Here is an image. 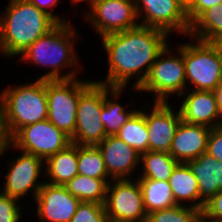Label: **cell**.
<instances>
[{"mask_svg": "<svg viewBox=\"0 0 222 222\" xmlns=\"http://www.w3.org/2000/svg\"><path fill=\"white\" fill-rule=\"evenodd\" d=\"M201 215L202 222H222V190L204 204Z\"/></svg>", "mask_w": 222, "mask_h": 222, "instance_id": "1f68e13d", "label": "cell"}, {"mask_svg": "<svg viewBox=\"0 0 222 222\" xmlns=\"http://www.w3.org/2000/svg\"><path fill=\"white\" fill-rule=\"evenodd\" d=\"M96 146L102 154L111 180L132 179L136 166L140 165V154L135 149L116 135L106 136Z\"/></svg>", "mask_w": 222, "mask_h": 222, "instance_id": "2e32d148", "label": "cell"}, {"mask_svg": "<svg viewBox=\"0 0 222 222\" xmlns=\"http://www.w3.org/2000/svg\"><path fill=\"white\" fill-rule=\"evenodd\" d=\"M206 152L217 161L222 162V124L211 128Z\"/></svg>", "mask_w": 222, "mask_h": 222, "instance_id": "d6a6232c", "label": "cell"}, {"mask_svg": "<svg viewBox=\"0 0 222 222\" xmlns=\"http://www.w3.org/2000/svg\"><path fill=\"white\" fill-rule=\"evenodd\" d=\"M134 179L111 180L108 184L104 204L108 222H146L141 187Z\"/></svg>", "mask_w": 222, "mask_h": 222, "instance_id": "9c48e42d", "label": "cell"}, {"mask_svg": "<svg viewBox=\"0 0 222 222\" xmlns=\"http://www.w3.org/2000/svg\"><path fill=\"white\" fill-rule=\"evenodd\" d=\"M142 173L137 178H149L159 181L170 179L172 171L179 163L169 152L148 151L140 154Z\"/></svg>", "mask_w": 222, "mask_h": 222, "instance_id": "d4e9b609", "label": "cell"}, {"mask_svg": "<svg viewBox=\"0 0 222 222\" xmlns=\"http://www.w3.org/2000/svg\"><path fill=\"white\" fill-rule=\"evenodd\" d=\"M168 38L169 34L164 30L140 24L101 37L107 54L108 73L103 81L97 82L109 87L127 88L129 80L137 76L130 91H138L157 56L168 45Z\"/></svg>", "mask_w": 222, "mask_h": 222, "instance_id": "6da1fadb", "label": "cell"}, {"mask_svg": "<svg viewBox=\"0 0 222 222\" xmlns=\"http://www.w3.org/2000/svg\"><path fill=\"white\" fill-rule=\"evenodd\" d=\"M141 187L143 204L147 214L176 206L171 187L167 181L137 178Z\"/></svg>", "mask_w": 222, "mask_h": 222, "instance_id": "603a6c76", "label": "cell"}, {"mask_svg": "<svg viewBox=\"0 0 222 222\" xmlns=\"http://www.w3.org/2000/svg\"><path fill=\"white\" fill-rule=\"evenodd\" d=\"M177 205L199 210V186L195 175L187 163H178L168 180ZM187 203H185L186 201ZM189 202V204H188ZM192 202V203H191ZM191 203V204H190Z\"/></svg>", "mask_w": 222, "mask_h": 222, "instance_id": "44dd1931", "label": "cell"}, {"mask_svg": "<svg viewBox=\"0 0 222 222\" xmlns=\"http://www.w3.org/2000/svg\"><path fill=\"white\" fill-rule=\"evenodd\" d=\"M47 183L65 185L78 174V144L71 143L65 149L44 161Z\"/></svg>", "mask_w": 222, "mask_h": 222, "instance_id": "ffe728a7", "label": "cell"}, {"mask_svg": "<svg viewBox=\"0 0 222 222\" xmlns=\"http://www.w3.org/2000/svg\"><path fill=\"white\" fill-rule=\"evenodd\" d=\"M153 103L152 108L145 111L148 151L169 152L181 115L179 109L175 112L169 102Z\"/></svg>", "mask_w": 222, "mask_h": 222, "instance_id": "9a60e30c", "label": "cell"}, {"mask_svg": "<svg viewBox=\"0 0 222 222\" xmlns=\"http://www.w3.org/2000/svg\"><path fill=\"white\" fill-rule=\"evenodd\" d=\"M116 136L139 154L148 152V131L145 123V110L138 109L118 130Z\"/></svg>", "mask_w": 222, "mask_h": 222, "instance_id": "4316f807", "label": "cell"}, {"mask_svg": "<svg viewBox=\"0 0 222 222\" xmlns=\"http://www.w3.org/2000/svg\"><path fill=\"white\" fill-rule=\"evenodd\" d=\"M189 93H187V92ZM179 97L184 100L179 106L181 120L196 125H203L209 128L222 124V117L218 109L214 91L186 90Z\"/></svg>", "mask_w": 222, "mask_h": 222, "instance_id": "e0dca14e", "label": "cell"}, {"mask_svg": "<svg viewBox=\"0 0 222 222\" xmlns=\"http://www.w3.org/2000/svg\"><path fill=\"white\" fill-rule=\"evenodd\" d=\"M93 81L78 77L46 80L47 119L70 138L75 132L79 96Z\"/></svg>", "mask_w": 222, "mask_h": 222, "instance_id": "8992f818", "label": "cell"}, {"mask_svg": "<svg viewBox=\"0 0 222 222\" xmlns=\"http://www.w3.org/2000/svg\"><path fill=\"white\" fill-rule=\"evenodd\" d=\"M9 1L0 15V55L7 59L21 55L58 24L27 0Z\"/></svg>", "mask_w": 222, "mask_h": 222, "instance_id": "3957f363", "label": "cell"}, {"mask_svg": "<svg viewBox=\"0 0 222 222\" xmlns=\"http://www.w3.org/2000/svg\"><path fill=\"white\" fill-rule=\"evenodd\" d=\"M73 27L70 21L68 23H58L51 31L38 38L20 55L21 61H25L27 64L30 62L38 67L41 66V68H49V71L39 76L40 78L38 77V79L67 80L78 77L77 72L79 70L77 67H79L80 59L74 48V40L76 38L80 39V37L75 31V27ZM64 67H69L71 70L63 73Z\"/></svg>", "mask_w": 222, "mask_h": 222, "instance_id": "7a4b0ae2", "label": "cell"}, {"mask_svg": "<svg viewBox=\"0 0 222 222\" xmlns=\"http://www.w3.org/2000/svg\"><path fill=\"white\" fill-rule=\"evenodd\" d=\"M135 5L140 25L188 36L190 23L186 9L177 0H135Z\"/></svg>", "mask_w": 222, "mask_h": 222, "instance_id": "7c38bea8", "label": "cell"}, {"mask_svg": "<svg viewBox=\"0 0 222 222\" xmlns=\"http://www.w3.org/2000/svg\"><path fill=\"white\" fill-rule=\"evenodd\" d=\"M146 222H202V215L193 207L176 205L147 214Z\"/></svg>", "mask_w": 222, "mask_h": 222, "instance_id": "f1b7e54d", "label": "cell"}, {"mask_svg": "<svg viewBox=\"0 0 222 222\" xmlns=\"http://www.w3.org/2000/svg\"><path fill=\"white\" fill-rule=\"evenodd\" d=\"M109 180V181H108ZM110 179H97L77 174L64 186L71 195L83 202L105 204Z\"/></svg>", "mask_w": 222, "mask_h": 222, "instance_id": "cb8c5ba5", "label": "cell"}, {"mask_svg": "<svg viewBox=\"0 0 222 222\" xmlns=\"http://www.w3.org/2000/svg\"><path fill=\"white\" fill-rule=\"evenodd\" d=\"M28 2L34 4L39 10L46 12L50 15L57 23H68L65 18H61L56 14H53L52 7H55L60 3L59 0H27ZM50 8V9H49Z\"/></svg>", "mask_w": 222, "mask_h": 222, "instance_id": "d590c367", "label": "cell"}, {"mask_svg": "<svg viewBox=\"0 0 222 222\" xmlns=\"http://www.w3.org/2000/svg\"><path fill=\"white\" fill-rule=\"evenodd\" d=\"M179 44L176 48L178 55H173L170 44L164 48L138 88L139 92L154 94V102H169L170 95L176 94L179 97L186 91L183 43Z\"/></svg>", "mask_w": 222, "mask_h": 222, "instance_id": "5b68a950", "label": "cell"}, {"mask_svg": "<svg viewBox=\"0 0 222 222\" xmlns=\"http://www.w3.org/2000/svg\"><path fill=\"white\" fill-rule=\"evenodd\" d=\"M10 165L5 175L3 191L0 192L9 197L18 199L25 198L29 192L35 199L38 191L43 186L39 177L44 172V160L38 156L21 152L17 158L8 162Z\"/></svg>", "mask_w": 222, "mask_h": 222, "instance_id": "4fadbf2b", "label": "cell"}, {"mask_svg": "<svg viewBox=\"0 0 222 222\" xmlns=\"http://www.w3.org/2000/svg\"><path fill=\"white\" fill-rule=\"evenodd\" d=\"M84 13L88 23L101 37L126 31L139 25L135 0H94Z\"/></svg>", "mask_w": 222, "mask_h": 222, "instance_id": "30bf717a", "label": "cell"}, {"mask_svg": "<svg viewBox=\"0 0 222 222\" xmlns=\"http://www.w3.org/2000/svg\"><path fill=\"white\" fill-rule=\"evenodd\" d=\"M71 143V138L48 119L22 127L14 135V150L38 156L44 161Z\"/></svg>", "mask_w": 222, "mask_h": 222, "instance_id": "8fae6325", "label": "cell"}, {"mask_svg": "<svg viewBox=\"0 0 222 222\" xmlns=\"http://www.w3.org/2000/svg\"><path fill=\"white\" fill-rule=\"evenodd\" d=\"M187 165L198 181L199 210L202 212L204 204L222 190V162L205 152Z\"/></svg>", "mask_w": 222, "mask_h": 222, "instance_id": "d6986e66", "label": "cell"}, {"mask_svg": "<svg viewBox=\"0 0 222 222\" xmlns=\"http://www.w3.org/2000/svg\"><path fill=\"white\" fill-rule=\"evenodd\" d=\"M34 200L39 222H69L81 202L64 185L45 181Z\"/></svg>", "mask_w": 222, "mask_h": 222, "instance_id": "5bb4252c", "label": "cell"}, {"mask_svg": "<svg viewBox=\"0 0 222 222\" xmlns=\"http://www.w3.org/2000/svg\"><path fill=\"white\" fill-rule=\"evenodd\" d=\"M14 87V88H13ZM2 106L13 136L22 128L47 120L46 80L4 88L0 92Z\"/></svg>", "mask_w": 222, "mask_h": 222, "instance_id": "277c9868", "label": "cell"}, {"mask_svg": "<svg viewBox=\"0 0 222 222\" xmlns=\"http://www.w3.org/2000/svg\"><path fill=\"white\" fill-rule=\"evenodd\" d=\"M222 4V0H192L186 9L190 25L207 9Z\"/></svg>", "mask_w": 222, "mask_h": 222, "instance_id": "e575fe53", "label": "cell"}, {"mask_svg": "<svg viewBox=\"0 0 222 222\" xmlns=\"http://www.w3.org/2000/svg\"><path fill=\"white\" fill-rule=\"evenodd\" d=\"M208 42L214 48V50L217 53V56L219 58V61L222 64V38H217V39L209 40Z\"/></svg>", "mask_w": 222, "mask_h": 222, "instance_id": "8d00e7d4", "label": "cell"}, {"mask_svg": "<svg viewBox=\"0 0 222 222\" xmlns=\"http://www.w3.org/2000/svg\"><path fill=\"white\" fill-rule=\"evenodd\" d=\"M125 88L109 87L104 84V104L101 119L106 135H116L118 130L130 119L138 109L127 110L116 102ZM117 99V100H116Z\"/></svg>", "mask_w": 222, "mask_h": 222, "instance_id": "7402d4cb", "label": "cell"}, {"mask_svg": "<svg viewBox=\"0 0 222 222\" xmlns=\"http://www.w3.org/2000/svg\"><path fill=\"white\" fill-rule=\"evenodd\" d=\"M103 104L104 84L95 80L79 96L72 143L98 145L107 136L101 119Z\"/></svg>", "mask_w": 222, "mask_h": 222, "instance_id": "ba28073f", "label": "cell"}, {"mask_svg": "<svg viewBox=\"0 0 222 222\" xmlns=\"http://www.w3.org/2000/svg\"><path fill=\"white\" fill-rule=\"evenodd\" d=\"M188 38L206 41L222 38V4L204 11L191 25Z\"/></svg>", "mask_w": 222, "mask_h": 222, "instance_id": "484cf974", "label": "cell"}, {"mask_svg": "<svg viewBox=\"0 0 222 222\" xmlns=\"http://www.w3.org/2000/svg\"><path fill=\"white\" fill-rule=\"evenodd\" d=\"M78 174L97 179H111L96 145H78Z\"/></svg>", "mask_w": 222, "mask_h": 222, "instance_id": "83f0119b", "label": "cell"}, {"mask_svg": "<svg viewBox=\"0 0 222 222\" xmlns=\"http://www.w3.org/2000/svg\"><path fill=\"white\" fill-rule=\"evenodd\" d=\"M211 128L180 121L170 147V155L179 163L197 159L207 151Z\"/></svg>", "mask_w": 222, "mask_h": 222, "instance_id": "ac0fdd59", "label": "cell"}, {"mask_svg": "<svg viewBox=\"0 0 222 222\" xmlns=\"http://www.w3.org/2000/svg\"><path fill=\"white\" fill-rule=\"evenodd\" d=\"M69 222H108L105 206L81 201Z\"/></svg>", "mask_w": 222, "mask_h": 222, "instance_id": "f546056e", "label": "cell"}, {"mask_svg": "<svg viewBox=\"0 0 222 222\" xmlns=\"http://www.w3.org/2000/svg\"><path fill=\"white\" fill-rule=\"evenodd\" d=\"M87 3L86 6L90 5L94 0H71L72 4L76 6V4H78L79 2H85Z\"/></svg>", "mask_w": 222, "mask_h": 222, "instance_id": "ab89813d", "label": "cell"}, {"mask_svg": "<svg viewBox=\"0 0 222 222\" xmlns=\"http://www.w3.org/2000/svg\"><path fill=\"white\" fill-rule=\"evenodd\" d=\"M183 43V59L187 84L193 90L214 91L222 82V64L209 42L194 39Z\"/></svg>", "mask_w": 222, "mask_h": 222, "instance_id": "52a82bcc", "label": "cell"}, {"mask_svg": "<svg viewBox=\"0 0 222 222\" xmlns=\"http://www.w3.org/2000/svg\"><path fill=\"white\" fill-rule=\"evenodd\" d=\"M18 199L9 197L0 192V222H21L22 211Z\"/></svg>", "mask_w": 222, "mask_h": 222, "instance_id": "4dcf8cb0", "label": "cell"}, {"mask_svg": "<svg viewBox=\"0 0 222 222\" xmlns=\"http://www.w3.org/2000/svg\"><path fill=\"white\" fill-rule=\"evenodd\" d=\"M181 6L185 9H187L190 6V3L192 0H177Z\"/></svg>", "mask_w": 222, "mask_h": 222, "instance_id": "f35d334b", "label": "cell"}, {"mask_svg": "<svg viewBox=\"0 0 222 222\" xmlns=\"http://www.w3.org/2000/svg\"><path fill=\"white\" fill-rule=\"evenodd\" d=\"M14 148V136L10 130L5 112L0 105V156L7 150Z\"/></svg>", "mask_w": 222, "mask_h": 222, "instance_id": "836d02e7", "label": "cell"}, {"mask_svg": "<svg viewBox=\"0 0 222 222\" xmlns=\"http://www.w3.org/2000/svg\"><path fill=\"white\" fill-rule=\"evenodd\" d=\"M214 93L216 95L217 105L219 112L222 117V82L221 84L214 90Z\"/></svg>", "mask_w": 222, "mask_h": 222, "instance_id": "74e56055", "label": "cell"}]
</instances>
